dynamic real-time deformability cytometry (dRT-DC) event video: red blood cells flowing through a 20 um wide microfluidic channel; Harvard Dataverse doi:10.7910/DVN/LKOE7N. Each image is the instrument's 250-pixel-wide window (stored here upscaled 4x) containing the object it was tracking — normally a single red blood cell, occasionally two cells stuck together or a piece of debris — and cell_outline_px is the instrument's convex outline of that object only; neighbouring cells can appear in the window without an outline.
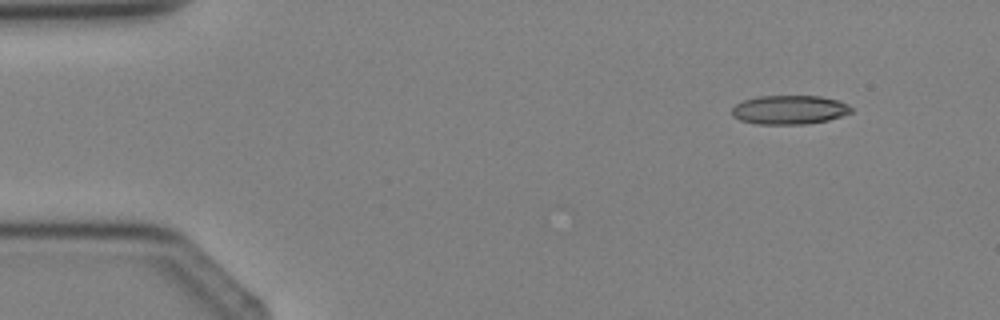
{"species": "Egyptian fruit bat (a non-hibernating species)", "species_latin": "Rousettus aegyptiacus", "temperature_condition": "cold", "stored_images_in_passage": 3, "camera_frame_rate_fps": 3000, "um_per_image_px": 0.085, "animal": {"sex": "female"}, "frame": {"image": 1, "passage_image": 1, "time_ms": 0.0, "image_size_px": [1000, 320], "cell_outline_px": [[852, 112], [828, 120], [808, 124], [756, 124], [740, 120], [732, 116], [732, 108], [736, 104], [744, 100], [756, 96], [820, 96], [840, 100], [848, 104], [852, 108]], "centroid_in_image_um": [67.1, 9.33], "position_along_channel_um": 17.9, "area_um2": 20.29}}
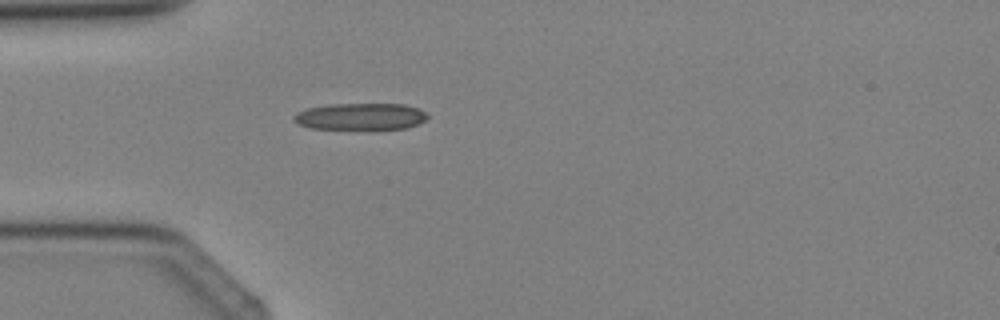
{"frame": {"image": 2, "passage_image": 3, "time_ms": 2.333, "image_size_px": [1000, 320], "cell_outline_px": [[428, 116], [424, 120], [416, 124], [404, 128], [312, 128], [300, 124], [292, 120], [292, 116], [296, 112], [308, 108], [328, 104], [404, 104], [420, 108], [428, 112]], "centroid_in_image_um": [30.64, 9.87], "position_along_channel_um": 54.4, "area_um2": 20.58}}